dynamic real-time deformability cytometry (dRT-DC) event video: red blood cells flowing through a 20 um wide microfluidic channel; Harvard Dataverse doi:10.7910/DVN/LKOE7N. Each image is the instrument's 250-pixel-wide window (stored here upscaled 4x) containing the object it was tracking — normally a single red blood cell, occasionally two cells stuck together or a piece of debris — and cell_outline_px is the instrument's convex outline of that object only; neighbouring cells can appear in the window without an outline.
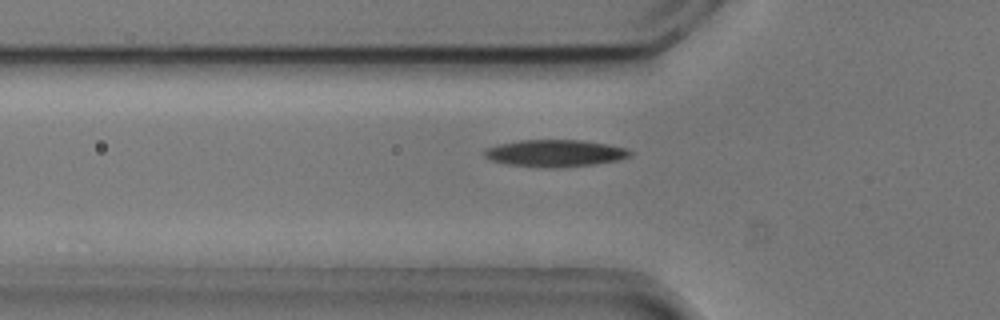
{"species": "common noctule bat (a hibernating species)", "species_latin": "Nyctalus noctula", "temperature_condition": "cold", "stored_images_in_passage": 52, "camera_frame_rate_fps": 3000, "um_per_image_px": 0.085, "animal": {"sex": "male", "body_mass_g": 20.5, "forearm_length_mm": 52.5}, "frame": {"image": 1, "passage_image": 18, "time_ms": 5.667, "image_size_px": [1000, 320], "cell_outline_px": [[632, 156], [620, 160], [596, 164], [560, 168], [544, 168], [508, 164], [492, 160], [484, 156], [484, 148], [496, 144], [520, 140], [580, 140], [608, 144], [628, 148], [632, 152]], "centroid_in_image_um": [47.21, 13.03], "position_along_channel_um": 78.6, "area_um2": 23.29}}
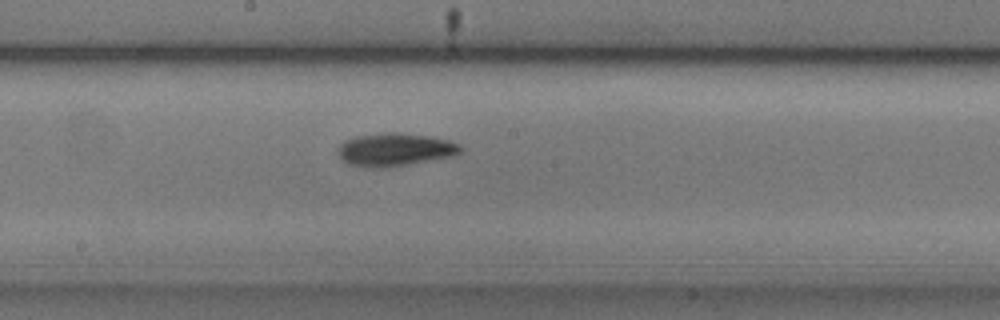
{"frame": {"image": 2, "passage_image": 29, "time_ms": 9.333, "image_size_px": [1000, 320], "cell_outline_px": [[464, 148], [460, 152], [452, 156], [384, 168], [372, 168], [348, 164], [340, 156], [340, 144], [344, 140], [356, 136], [388, 132], [392, 132], [432, 136], [448, 140], [460, 144]], "centroid_in_image_um": [33.6, 12.71], "position_along_channel_um": 214.6, "area_um2": 23.35}}
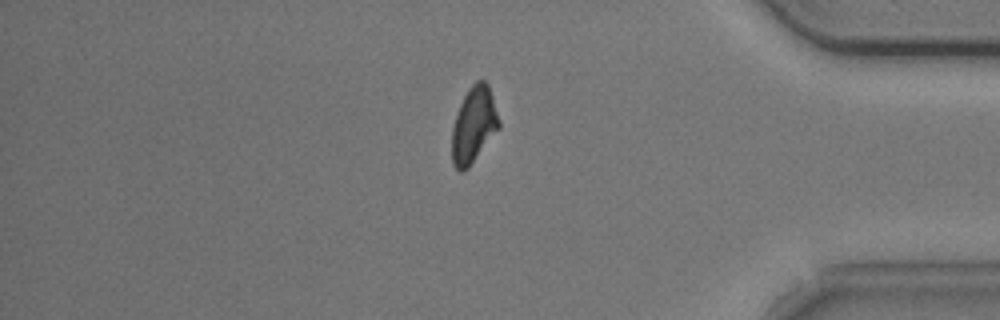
{"frame": {"image": 3, "passage_image": 46, "time_ms": 15.0, "image_size_px": [1000, 320], "cell_outline_px": [[500, 128], [468, 168], [464, 172], [460, 172], [452, 164], [452, 128], [460, 104], [468, 88], [476, 80], [484, 80], [488, 84], [500, 120]], "centroid_in_image_um": [40.27, 10.63], "position_along_channel_um": 394.9, "area_um2": 20.87}}